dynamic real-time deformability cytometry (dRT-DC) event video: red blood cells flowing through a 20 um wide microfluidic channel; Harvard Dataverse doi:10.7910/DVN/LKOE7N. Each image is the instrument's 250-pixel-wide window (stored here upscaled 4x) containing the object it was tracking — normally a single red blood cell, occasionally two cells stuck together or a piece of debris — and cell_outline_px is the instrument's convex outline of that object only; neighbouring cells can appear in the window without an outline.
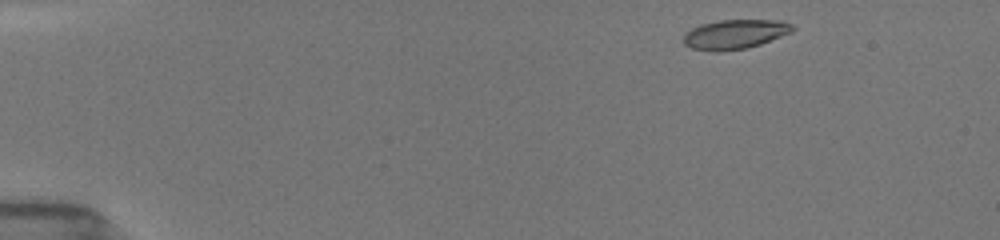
{"species": "common noctule bat (a hibernating species)", "species_latin": "Nyctalus noctula", "temperature_condition": "room temperature", "stored_images_in_passage": 29, "camera_frame_rate_fps": 3000, "um_per_image_px": 0.085, "animal": {"sex": "female", "body_mass_g": 19.5, "forearm_length_mm": 54.1}, "frame": {"image": 1, "passage_image": 1, "time_ms": 0.0, "image_size_px": [1000, 240], "cell_outline_px": [[796, 28], [792, 32], [760, 44], [748, 48], [720, 52], [716, 52], [692, 48], [684, 44], [684, 36], [692, 28], [700, 24], [720, 20], [784, 20], [792, 24]], "centroid_in_image_um": [62.51, 2.91], "position_along_channel_um": 22.5, "area_um2": 18.79}}
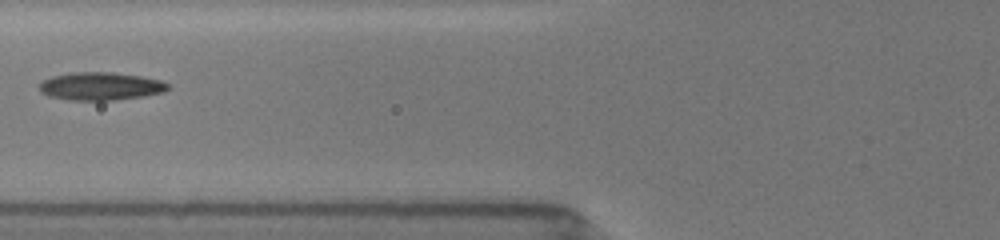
{"frame": {"image": 2, "passage_image": 22, "time_ms": 5.0, "image_size_px": [1000, 240], "cell_outline_px": [[172, 88], [164, 92], [144, 96], [112, 100], [68, 100], [48, 96], [40, 92], [40, 84], [44, 80], [52, 76], [68, 72], [112, 72], [140, 76], [164, 80]], "centroid_in_image_um": [8.58, 7.32], "position_along_channel_um": 117.2, "area_um2": 21.15}}
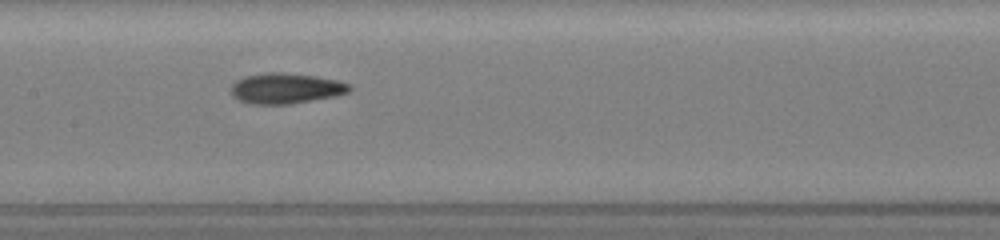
{"frame": {"image": 3, "passage_image": 28, "time_ms": 6.667, "image_size_px": [1000, 240], "cell_outline_px": [[352, 88], [348, 92], [336, 96], [288, 104], [252, 104], [236, 100], [232, 96], [232, 84], [236, 80], [244, 76], [264, 72], [284, 72], [316, 76], [336, 80], [352, 84]], "centroid_in_image_um": [24.28, 7.5], "position_along_channel_um": 183.1, "area_um2": 21.27}}